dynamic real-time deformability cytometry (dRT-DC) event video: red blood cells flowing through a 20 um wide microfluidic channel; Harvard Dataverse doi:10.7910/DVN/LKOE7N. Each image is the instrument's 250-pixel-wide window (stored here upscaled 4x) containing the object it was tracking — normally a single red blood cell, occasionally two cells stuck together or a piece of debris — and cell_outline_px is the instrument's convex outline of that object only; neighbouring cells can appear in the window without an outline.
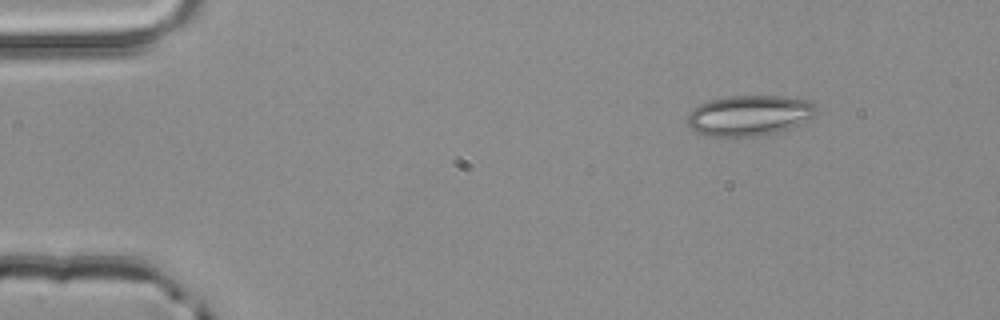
{"species": "common noctule bat (a hibernating species)", "species_latin": "Nyctalus noctula", "temperature_condition": "room temperature", "stored_images_in_passage": 4, "camera_frame_rate_fps": 3000, "um_per_image_px": 0.085, "animal": {"sex": "male", "body_mass_g": 20.4}, "frame": {"image": 1, "passage_image": 4, "time_ms": 1.0, "image_size_px": [1000, 320], "cell_outline_px": [[820, 112], [816, 116], [800, 124], [776, 132], [756, 136], [732, 140], [708, 136], [696, 132], [688, 124], [688, 116], [700, 104], [712, 100], [728, 96], [780, 96], [812, 100], [816, 104]], "centroid_in_image_um": [63.76, 9.84], "position_along_channel_um": 21.2, "area_um2": 31.1}}